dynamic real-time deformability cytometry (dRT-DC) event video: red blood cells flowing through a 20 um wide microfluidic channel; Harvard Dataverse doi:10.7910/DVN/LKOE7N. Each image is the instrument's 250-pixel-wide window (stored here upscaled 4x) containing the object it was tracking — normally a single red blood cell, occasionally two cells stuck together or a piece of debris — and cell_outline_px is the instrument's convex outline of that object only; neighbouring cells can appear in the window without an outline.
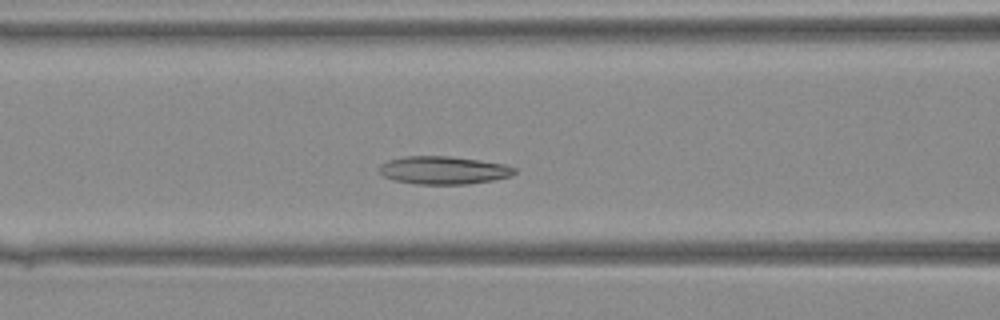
{"species": "Egyptian fruit bat (a non-hibernating species)", "species_latin": "Rousettus aegyptiacus", "temperature_condition": "warm", "stored_images_in_passage": 37, "camera_frame_rate_fps": 3000, "um_per_image_px": 0.085, "animal": {"sex": "female"}, "frame": {"image": 1, "passage_image": 13, "time_ms": 4.0, "image_size_px": [1000, 320], "cell_outline_px": [[516, 172], [512, 176], [492, 180], [468, 184], [416, 184], [392, 180], [384, 176], [380, 172], [380, 164], [388, 160], [404, 156], [452, 156], [504, 164], [516, 168]], "centroid_in_image_um": [37.7, 14.47], "position_along_channel_um": 128.9, "area_um2": 22.08}}
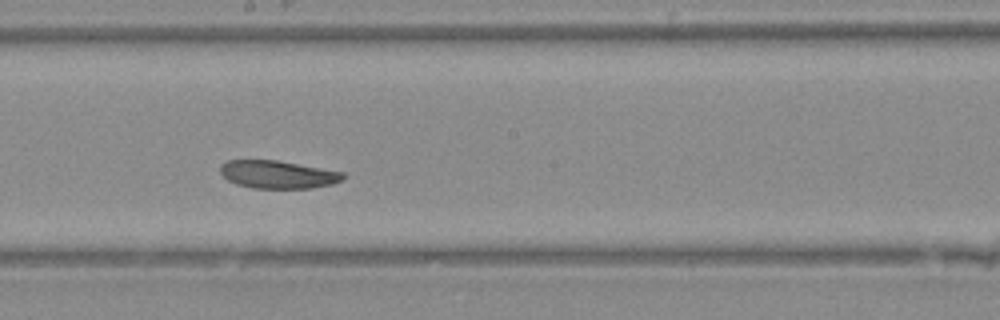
{"frame": {"image": 2, "passage_image": 19, "time_ms": 6.0, "image_size_px": [1000, 320], "cell_outline_px": [[344, 180], [332, 184], [312, 188], [252, 188], [236, 184], [228, 180], [220, 172], [220, 164], [228, 160], [276, 160], [344, 172]], "centroid_in_image_um": [23.61, 14.83], "position_along_channel_um": 224.6, "area_um2": 19.94}}
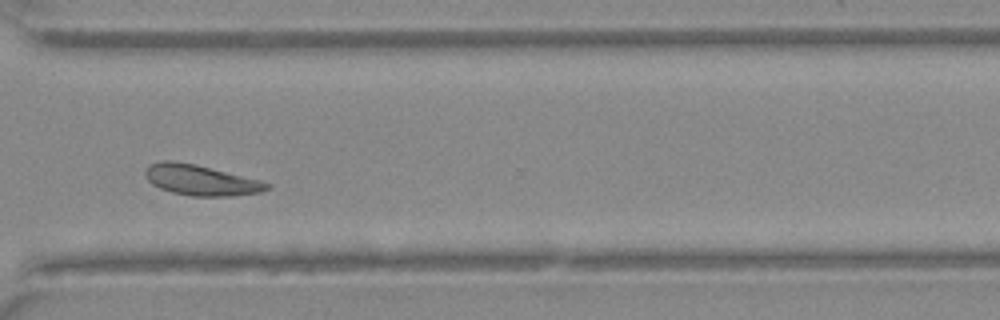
{"frame": {"image": 3, "passage_image": 27, "time_ms": 8.667, "image_size_px": [1000, 320], "cell_outline_px": [[268, 188], [260, 192], [232, 196], [192, 196], [172, 192], [160, 188], [152, 184], [148, 180], [144, 172], [148, 164], [160, 160], [172, 160], [196, 164], [260, 180], [268, 184]], "centroid_in_image_um": [17.0, 15.29], "position_along_channel_um": 353.6, "area_um2": 21.56}}